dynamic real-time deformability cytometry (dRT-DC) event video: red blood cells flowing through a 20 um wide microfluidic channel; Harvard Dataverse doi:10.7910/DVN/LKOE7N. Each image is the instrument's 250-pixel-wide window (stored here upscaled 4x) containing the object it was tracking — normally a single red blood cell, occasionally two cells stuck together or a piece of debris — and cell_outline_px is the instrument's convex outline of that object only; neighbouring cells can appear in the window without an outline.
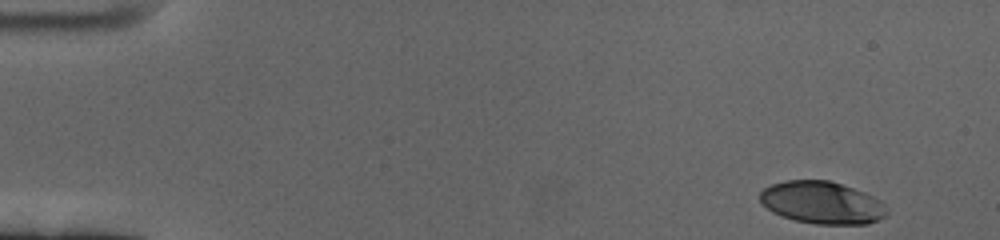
{"species": "human", "species_latin": "Homo sapiens", "temperature_condition": "cold", "stored_images_in_passage": 57, "camera_frame_rate_fps": 3000, "um_per_image_px": 0.085, "donor": {"sex": "female"}, "frame": {"image": 1, "passage_image": 1, "time_ms": 0.0, "image_size_px": [1000, 240], "cell_outline_px": [[888, 212], [884, 216], [868, 224], [816, 224], [796, 220], [772, 212], [760, 200], [760, 192], [764, 188], [772, 184], [784, 180], [828, 180], [864, 192], [880, 200]], "centroid_in_image_um": [69.86, 17.22], "position_along_channel_um": 15.1, "area_um2": 30.98}}
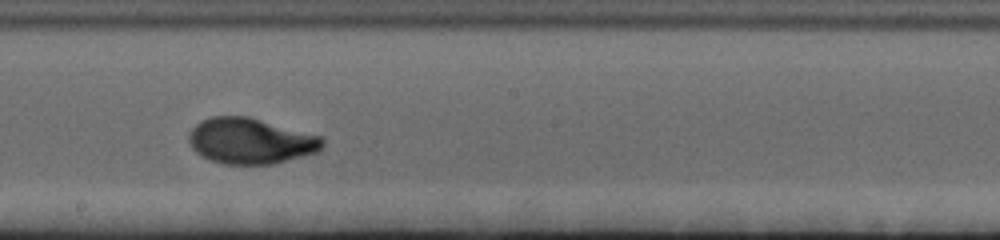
{"frame": {"image": 2, "passage_image": 31, "time_ms": 10.0, "image_size_px": [1000, 240], "cell_outline_px": [[324, 144], [316, 152], [272, 164], [224, 164], [208, 160], [200, 156], [192, 148], [188, 140], [188, 136], [192, 128], [200, 120], [212, 116], [248, 116], [320, 136], [324, 140]], "centroid_in_image_um": [21.23, 11.98], "position_along_channel_um": 227.0, "area_um2": 35.55}}
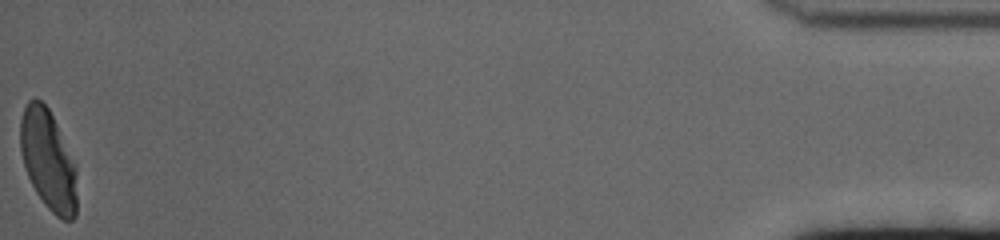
{"frame": {"image": 3, "passage_image": 57, "time_ms": 18.667, "image_size_px": [1000, 240], "cell_outline_px": [[76, 216], [72, 220], [64, 220], [56, 216], [44, 204], [36, 192], [28, 176], [20, 152], [20, 120], [24, 108], [28, 100], [40, 100], [48, 108], [76, 164]], "centroid_in_image_um": [4.09, 13.63], "position_along_channel_um": 431.1, "area_um2": 32.89}, "authors_computed_cell_mechanics": {"area_um2": 33.9864, "velocity_mm_per_s": 3.3855, "shape_relaxation_time_tau1_ms": 4.6231, "shape_relaxation_time_tau2_ms": null, "deformation_change_tau1": 0.2031, "deformation_change_tau2": null}}